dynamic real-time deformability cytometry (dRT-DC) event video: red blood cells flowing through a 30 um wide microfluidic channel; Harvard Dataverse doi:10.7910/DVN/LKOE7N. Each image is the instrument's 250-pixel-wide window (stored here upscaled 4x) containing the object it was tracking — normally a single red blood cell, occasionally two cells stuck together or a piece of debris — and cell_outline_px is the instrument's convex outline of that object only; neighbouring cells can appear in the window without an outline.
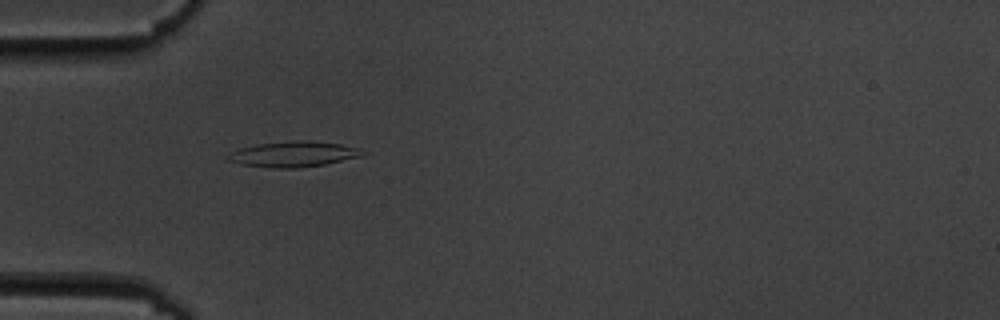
{"species": "common noctule bat (a hibernating species)", "species_latin": "Nyctalus noctula", "temperature_condition": "cold", "stored_images_in_passage": 2, "camera_frame_rate_fps": 3000, "um_per_image_px": 0.085, "animal": {"sex": "male", "body_mass_g": 19.5, "forearm_length_mm": 54.6}, "frame": {"image": 1, "passage_image": 2, "time_ms": 1.0, "image_size_px": [1000, 320], "cell_outline_px": [[372, 152], [364, 156], [324, 164], [296, 168], [272, 168], [240, 164], [228, 160], [228, 156], [232, 152], [240, 148], [260, 144], [296, 140], [312, 140], [340, 144], [360, 148]], "centroid_in_image_um": [25.06, 13.1], "position_along_channel_um": 59.9, "area_um2": 20.11}}